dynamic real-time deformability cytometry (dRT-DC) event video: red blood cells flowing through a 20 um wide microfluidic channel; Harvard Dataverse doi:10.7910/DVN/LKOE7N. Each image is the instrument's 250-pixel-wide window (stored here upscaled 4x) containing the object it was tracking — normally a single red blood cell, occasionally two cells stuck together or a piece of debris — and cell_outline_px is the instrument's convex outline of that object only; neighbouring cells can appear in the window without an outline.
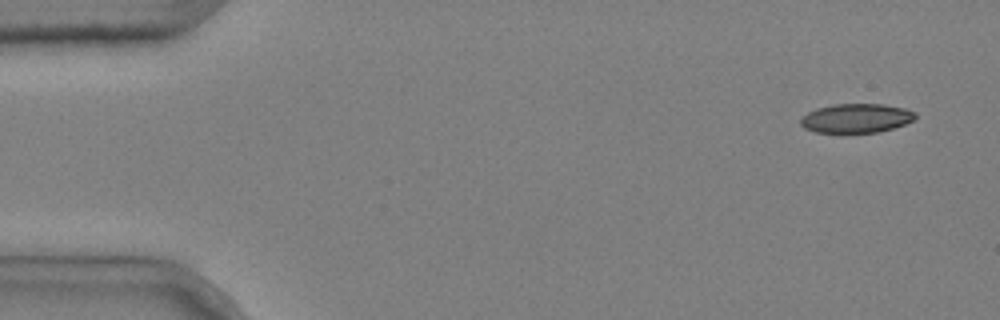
{"species": "common noctule bat (a hibernating species)", "species_latin": "Nyctalus noctula", "temperature_condition": "cold", "stored_images_in_passage": 4, "camera_frame_rate_fps": 3000, "um_per_image_px": 0.085, "animal": {"sex": "male", "body_mass_g": 20.4}, "frame": {"image": 1, "passage_image": 1, "time_ms": 0.0, "image_size_px": [1000, 320], "cell_outline_px": [[916, 116], [912, 120], [904, 124], [880, 132], [844, 136], [840, 136], [816, 132], [804, 128], [800, 124], [800, 120], [808, 112], [816, 108], [832, 104], [884, 104], [904, 108], [916, 112]], "centroid_in_image_um": [72.73, 10.1], "position_along_channel_um": 12.3, "area_um2": 20.35}}
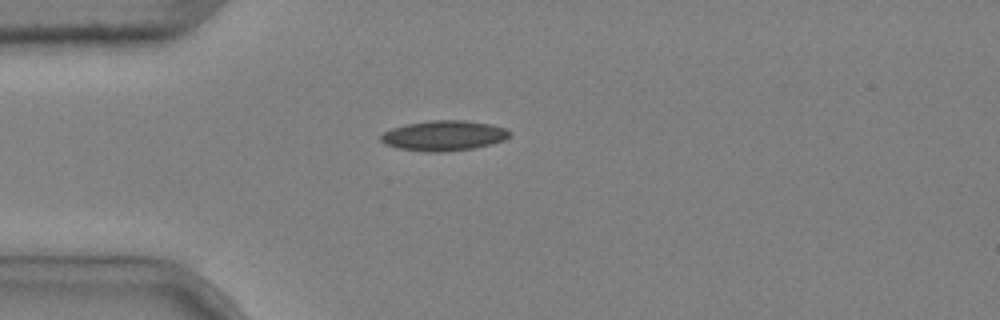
{"frame": {"image": 2, "passage_image": 4, "time_ms": 1.0, "image_size_px": [1000, 320], "cell_outline_px": [[512, 132], [504, 140], [492, 144], [472, 148], [444, 152], [428, 152], [396, 148], [384, 144], [380, 140], [380, 136], [384, 132], [392, 128], [404, 124], [432, 120], [464, 120], [488, 124], [508, 128]], "centroid_in_image_um": [37.71, 11.53], "position_along_channel_um": 47.3, "area_um2": 22.77}}